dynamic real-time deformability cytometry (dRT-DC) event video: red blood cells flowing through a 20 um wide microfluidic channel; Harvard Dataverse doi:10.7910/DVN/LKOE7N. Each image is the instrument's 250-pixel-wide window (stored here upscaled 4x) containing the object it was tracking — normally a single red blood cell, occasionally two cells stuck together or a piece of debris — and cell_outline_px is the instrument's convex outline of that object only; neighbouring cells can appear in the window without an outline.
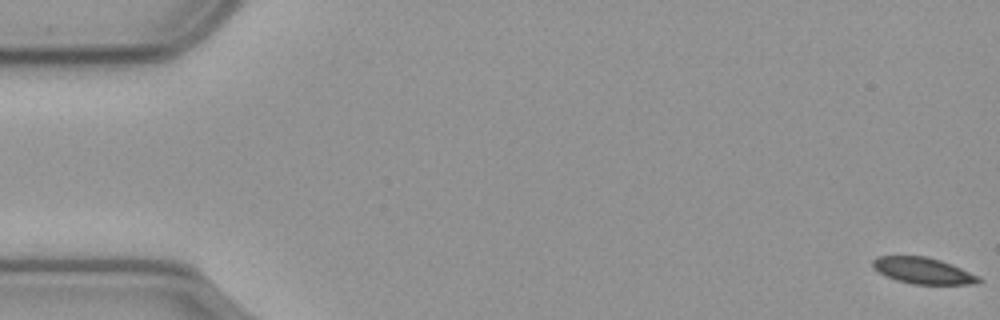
{"species": "common noctule bat (a hibernating species)", "species_latin": "Nyctalus noctula", "temperature_condition": "cold", "stored_images_in_passage": 58, "camera_frame_rate_fps": 3000, "um_per_image_px": 0.085, "animal": {"sex": "male", "body_mass_g": 23.1, "forearm_length_mm": 52.7}, "frame": {"image": 1, "passage_image": 1, "time_ms": 0.0, "image_size_px": [1000, 320], "cell_outline_px": [[984, 280], [976, 284], [912, 284], [896, 280], [872, 268], [872, 260], [876, 256], [924, 256], [940, 260], [980, 276]], "centroid_in_image_um": [78.47, 23.01], "position_along_channel_um": 6.5, "area_um2": 16.18}}
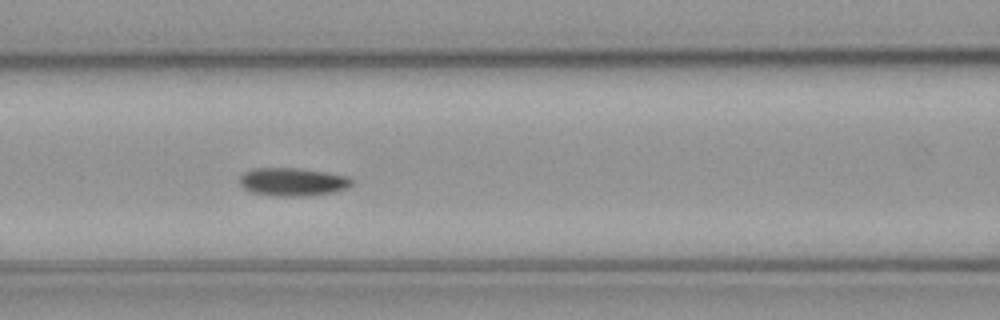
{"frame": {"image": 2, "passage_image": 25, "time_ms": 8.0, "image_size_px": [1000, 320], "cell_outline_px": [[352, 184], [348, 188], [336, 192], [308, 196], [276, 196], [252, 192], [244, 188], [240, 184], [240, 176], [244, 172], [252, 168], [300, 168], [348, 176], [352, 180]], "centroid_in_image_um": [24.89, 15.46], "position_along_channel_um": 141.7, "area_um2": 18.5}}
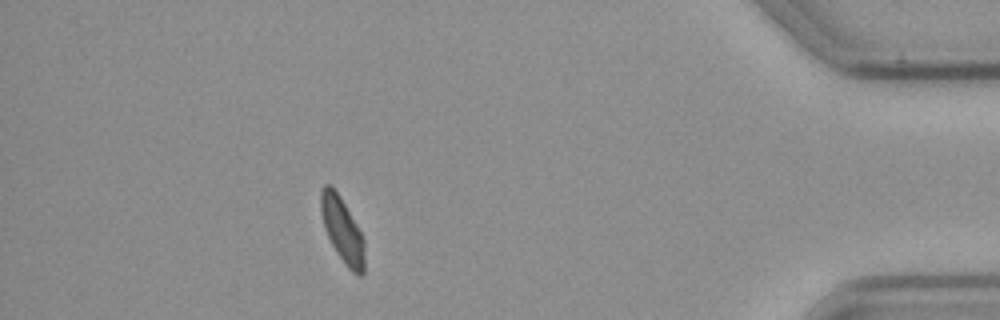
{"frame": {"image": 3, "passage_image": 52, "time_ms": 17.0, "image_size_px": [1000, 320], "cell_outline_px": [[364, 276], [356, 276], [348, 268], [336, 252], [324, 228], [320, 212], [320, 192], [324, 184], [328, 184], [340, 196], [356, 224], [364, 240]], "centroid_in_image_um": [29.09, 19.58], "position_along_channel_um": 406.1, "area_um2": 16.47}, "authors_computed_cell_mechanics": {"area_um2": 17.3111, "velocity_mm_per_s": 3.5509, "shape_relaxation_time_tau1_ms": 2.367, "shape_relaxation_time_tau2_ms": null, "deformation_change_tau1": 0.0751, "deformation_change_tau2": null}}